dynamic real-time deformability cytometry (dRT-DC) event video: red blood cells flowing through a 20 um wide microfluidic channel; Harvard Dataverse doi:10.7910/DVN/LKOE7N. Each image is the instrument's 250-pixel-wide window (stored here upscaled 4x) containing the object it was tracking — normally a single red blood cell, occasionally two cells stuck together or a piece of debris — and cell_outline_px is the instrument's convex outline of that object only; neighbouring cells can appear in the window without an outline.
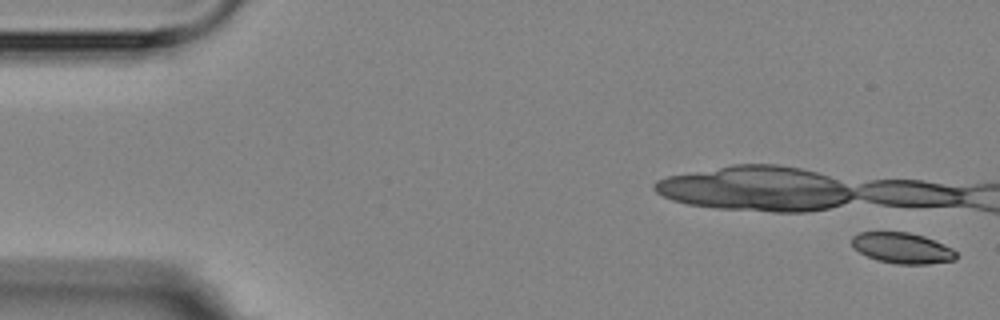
{"species": "Egyptian fruit bat (a non-hibernating species)", "species_latin": "Rousettus aegyptiacus", "temperature_condition": "room temperature", "stored_images_in_passage": 3, "camera_frame_rate_fps": 3000, "um_per_image_px": 0.085, "animal": {"sex": "female"}, "frame": {"image": 1, "passage_image": 1, "time_ms": 0.0, "image_size_px": [1000, 320], "cell_outline_px": [[956, 260], [928, 264], [896, 264], [876, 260], [860, 252], [852, 244], [852, 236], [860, 232], [908, 232], [924, 236], [944, 244], [952, 248], [956, 252]], "centroid_in_image_um": [76.71, 21.09], "position_along_channel_um": 8.3, "area_um2": 18.67}}